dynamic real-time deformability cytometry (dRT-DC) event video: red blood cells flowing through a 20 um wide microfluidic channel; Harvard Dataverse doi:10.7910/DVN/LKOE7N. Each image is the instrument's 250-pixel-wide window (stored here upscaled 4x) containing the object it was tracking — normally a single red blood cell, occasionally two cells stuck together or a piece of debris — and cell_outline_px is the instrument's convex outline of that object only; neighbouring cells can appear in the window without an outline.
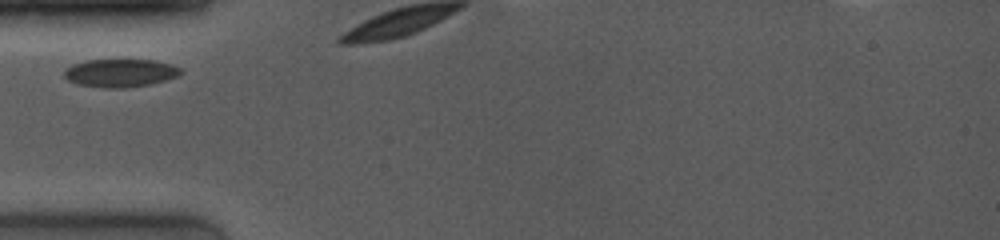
{"species": "common noctule bat (a hibernating species)", "species_latin": "Nyctalus noctula", "temperature_condition": "room temperature", "stored_images_in_passage": 7, "camera_frame_rate_fps": 4000, "um_per_image_px": 0.085, "animal": {"sex": "female", "body_mass_g": 19.0, "forearm_length_mm": 53.3}, "frame": {"image": 1, "passage_image": 1, "time_ms": 0.0, "image_size_px": [1000, 240], "cell_outline_px": [[184, 72], [180, 76], [148, 84], [124, 88], [100, 88], [80, 84], [68, 80], [64, 76], [64, 68], [72, 64], [88, 60], [152, 60], [168, 64], [180, 68]], "centroid_in_image_um": [10.2, 6.2], "position_along_channel_um": 74.8, "area_um2": 18.96}}